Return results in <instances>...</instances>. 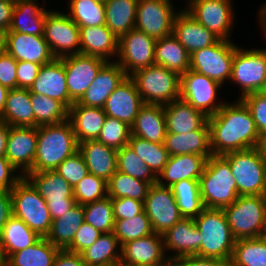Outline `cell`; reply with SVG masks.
Returning a JSON list of instances; mask_svg holds the SVG:
<instances>
[{
    "mask_svg": "<svg viewBox=\"0 0 266 266\" xmlns=\"http://www.w3.org/2000/svg\"><path fill=\"white\" fill-rule=\"evenodd\" d=\"M30 101L35 114V127L68 120L69 109L62 102L35 93H31Z\"/></svg>",
    "mask_w": 266,
    "mask_h": 266,
    "instance_id": "45",
    "label": "cell"
},
{
    "mask_svg": "<svg viewBox=\"0 0 266 266\" xmlns=\"http://www.w3.org/2000/svg\"><path fill=\"white\" fill-rule=\"evenodd\" d=\"M232 0H192L184 9L217 37L230 40L234 22Z\"/></svg>",
    "mask_w": 266,
    "mask_h": 266,
    "instance_id": "14",
    "label": "cell"
},
{
    "mask_svg": "<svg viewBox=\"0 0 266 266\" xmlns=\"http://www.w3.org/2000/svg\"><path fill=\"white\" fill-rule=\"evenodd\" d=\"M90 174L104 179L106 182L117 171V150L97 140H87L78 144Z\"/></svg>",
    "mask_w": 266,
    "mask_h": 266,
    "instance_id": "26",
    "label": "cell"
},
{
    "mask_svg": "<svg viewBox=\"0 0 266 266\" xmlns=\"http://www.w3.org/2000/svg\"><path fill=\"white\" fill-rule=\"evenodd\" d=\"M171 187L183 218H196L205 208L200 194L199 180L183 179Z\"/></svg>",
    "mask_w": 266,
    "mask_h": 266,
    "instance_id": "42",
    "label": "cell"
},
{
    "mask_svg": "<svg viewBox=\"0 0 266 266\" xmlns=\"http://www.w3.org/2000/svg\"><path fill=\"white\" fill-rule=\"evenodd\" d=\"M105 25L118 38L135 28L138 0H106Z\"/></svg>",
    "mask_w": 266,
    "mask_h": 266,
    "instance_id": "39",
    "label": "cell"
},
{
    "mask_svg": "<svg viewBox=\"0 0 266 266\" xmlns=\"http://www.w3.org/2000/svg\"><path fill=\"white\" fill-rule=\"evenodd\" d=\"M101 234V231L83 222L75 233L71 245L66 250L81 254L86 248L91 246Z\"/></svg>",
    "mask_w": 266,
    "mask_h": 266,
    "instance_id": "55",
    "label": "cell"
},
{
    "mask_svg": "<svg viewBox=\"0 0 266 266\" xmlns=\"http://www.w3.org/2000/svg\"><path fill=\"white\" fill-rule=\"evenodd\" d=\"M231 266H266V239H238L235 242Z\"/></svg>",
    "mask_w": 266,
    "mask_h": 266,
    "instance_id": "44",
    "label": "cell"
},
{
    "mask_svg": "<svg viewBox=\"0 0 266 266\" xmlns=\"http://www.w3.org/2000/svg\"><path fill=\"white\" fill-rule=\"evenodd\" d=\"M120 252V266H159L169 260L165 257L163 236L155 232L124 243Z\"/></svg>",
    "mask_w": 266,
    "mask_h": 266,
    "instance_id": "18",
    "label": "cell"
},
{
    "mask_svg": "<svg viewBox=\"0 0 266 266\" xmlns=\"http://www.w3.org/2000/svg\"><path fill=\"white\" fill-rule=\"evenodd\" d=\"M15 0H0V27L9 29Z\"/></svg>",
    "mask_w": 266,
    "mask_h": 266,
    "instance_id": "64",
    "label": "cell"
},
{
    "mask_svg": "<svg viewBox=\"0 0 266 266\" xmlns=\"http://www.w3.org/2000/svg\"><path fill=\"white\" fill-rule=\"evenodd\" d=\"M171 0H138L135 29L154 39L172 34L175 12Z\"/></svg>",
    "mask_w": 266,
    "mask_h": 266,
    "instance_id": "15",
    "label": "cell"
},
{
    "mask_svg": "<svg viewBox=\"0 0 266 266\" xmlns=\"http://www.w3.org/2000/svg\"><path fill=\"white\" fill-rule=\"evenodd\" d=\"M9 90V88L0 84V116L3 112Z\"/></svg>",
    "mask_w": 266,
    "mask_h": 266,
    "instance_id": "67",
    "label": "cell"
},
{
    "mask_svg": "<svg viewBox=\"0 0 266 266\" xmlns=\"http://www.w3.org/2000/svg\"><path fill=\"white\" fill-rule=\"evenodd\" d=\"M13 215L11 191H0V234Z\"/></svg>",
    "mask_w": 266,
    "mask_h": 266,
    "instance_id": "62",
    "label": "cell"
},
{
    "mask_svg": "<svg viewBox=\"0 0 266 266\" xmlns=\"http://www.w3.org/2000/svg\"><path fill=\"white\" fill-rule=\"evenodd\" d=\"M156 39L145 32L132 29L119 37L117 63L127 76L155 64Z\"/></svg>",
    "mask_w": 266,
    "mask_h": 266,
    "instance_id": "12",
    "label": "cell"
},
{
    "mask_svg": "<svg viewBox=\"0 0 266 266\" xmlns=\"http://www.w3.org/2000/svg\"><path fill=\"white\" fill-rule=\"evenodd\" d=\"M163 144L169 156L196 154L208 159L213 155L208 121L200 129L189 133H166Z\"/></svg>",
    "mask_w": 266,
    "mask_h": 266,
    "instance_id": "27",
    "label": "cell"
},
{
    "mask_svg": "<svg viewBox=\"0 0 266 266\" xmlns=\"http://www.w3.org/2000/svg\"><path fill=\"white\" fill-rule=\"evenodd\" d=\"M263 148H264V151H265V154H266V140L263 142Z\"/></svg>",
    "mask_w": 266,
    "mask_h": 266,
    "instance_id": "72",
    "label": "cell"
},
{
    "mask_svg": "<svg viewBox=\"0 0 266 266\" xmlns=\"http://www.w3.org/2000/svg\"><path fill=\"white\" fill-rule=\"evenodd\" d=\"M76 204L86 205L107 197V182L95 176L87 174L73 187Z\"/></svg>",
    "mask_w": 266,
    "mask_h": 266,
    "instance_id": "51",
    "label": "cell"
},
{
    "mask_svg": "<svg viewBox=\"0 0 266 266\" xmlns=\"http://www.w3.org/2000/svg\"><path fill=\"white\" fill-rule=\"evenodd\" d=\"M194 222L202 239L199 256L231 260L236 239L224 210L204 208Z\"/></svg>",
    "mask_w": 266,
    "mask_h": 266,
    "instance_id": "4",
    "label": "cell"
},
{
    "mask_svg": "<svg viewBox=\"0 0 266 266\" xmlns=\"http://www.w3.org/2000/svg\"><path fill=\"white\" fill-rule=\"evenodd\" d=\"M40 64L28 61H18L17 88L29 89L38 76Z\"/></svg>",
    "mask_w": 266,
    "mask_h": 266,
    "instance_id": "58",
    "label": "cell"
},
{
    "mask_svg": "<svg viewBox=\"0 0 266 266\" xmlns=\"http://www.w3.org/2000/svg\"><path fill=\"white\" fill-rule=\"evenodd\" d=\"M208 123L213 155L263 146L251 113L241 99L233 104L224 102Z\"/></svg>",
    "mask_w": 266,
    "mask_h": 266,
    "instance_id": "1",
    "label": "cell"
},
{
    "mask_svg": "<svg viewBox=\"0 0 266 266\" xmlns=\"http://www.w3.org/2000/svg\"><path fill=\"white\" fill-rule=\"evenodd\" d=\"M240 99L248 107L258 133L264 142L266 140V99L259 92L248 94Z\"/></svg>",
    "mask_w": 266,
    "mask_h": 266,
    "instance_id": "54",
    "label": "cell"
},
{
    "mask_svg": "<svg viewBox=\"0 0 266 266\" xmlns=\"http://www.w3.org/2000/svg\"><path fill=\"white\" fill-rule=\"evenodd\" d=\"M97 1L102 2V3H105L106 0H97Z\"/></svg>",
    "mask_w": 266,
    "mask_h": 266,
    "instance_id": "73",
    "label": "cell"
},
{
    "mask_svg": "<svg viewBox=\"0 0 266 266\" xmlns=\"http://www.w3.org/2000/svg\"><path fill=\"white\" fill-rule=\"evenodd\" d=\"M172 35L189 54L215 44L220 38L201 25L185 9L179 11L173 21Z\"/></svg>",
    "mask_w": 266,
    "mask_h": 266,
    "instance_id": "24",
    "label": "cell"
},
{
    "mask_svg": "<svg viewBox=\"0 0 266 266\" xmlns=\"http://www.w3.org/2000/svg\"><path fill=\"white\" fill-rule=\"evenodd\" d=\"M37 0H15L8 33L44 35L47 10L38 6Z\"/></svg>",
    "mask_w": 266,
    "mask_h": 266,
    "instance_id": "33",
    "label": "cell"
},
{
    "mask_svg": "<svg viewBox=\"0 0 266 266\" xmlns=\"http://www.w3.org/2000/svg\"><path fill=\"white\" fill-rule=\"evenodd\" d=\"M29 91L56 99L68 109L74 103L69 97L65 67L61 58H54L51 62L41 66Z\"/></svg>",
    "mask_w": 266,
    "mask_h": 266,
    "instance_id": "20",
    "label": "cell"
},
{
    "mask_svg": "<svg viewBox=\"0 0 266 266\" xmlns=\"http://www.w3.org/2000/svg\"><path fill=\"white\" fill-rule=\"evenodd\" d=\"M4 262L3 261H0V266H3Z\"/></svg>",
    "mask_w": 266,
    "mask_h": 266,
    "instance_id": "74",
    "label": "cell"
},
{
    "mask_svg": "<svg viewBox=\"0 0 266 266\" xmlns=\"http://www.w3.org/2000/svg\"><path fill=\"white\" fill-rule=\"evenodd\" d=\"M84 222L92 225L102 233L114 230L112 198L106 197L84 205Z\"/></svg>",
    "mask_w": 266,
    "mask_h": 266,
    "instance_id": "50",
    "label": "cell"
},
{
    "mask_svg": "<svg viewBox=\"0 0 266 266\" xmlns=\"http://www.w3.org/2000/svg\"><path fill=\"white\" fill-rule=\"evenodd\" d=\"M78 151V142L69 120L37 127V149L32 172L55 170Z\"/></svg>",
    "mask_w": 266,
    "mask_h": 266,
    "instance_id": "2",
    "label": "cell"
},
{
    "mask_svg": "<svg viewBox=\"0 0 266 266\" xmlns=\"http://www.w3.org/2000/svg\"><path fill=\"white\" fill-rule=\"evenodd\" d=\"M9 125L0 119V156H5Z\"/></svg>",
    "mask_w": 266,
    "mask_h": 266,
    "instance_id": "65",
    "label": "cell"
},
{
    "mask_svg": "<svg viewBox=\"0 0 266 266\" xmlns=\"http://www.w3.org/2000/svg\"><path fill=\"white\" fill-rule=\"evenodd\" d=\"M55 171L60 174L72 187L89 174L86 163L79 151L71 157L66 158L55 169Z\"/></svg>",
    "mask_w": 266,
    "mask_h": 266,
    "instance_id": "53",
    "label": "cell"
},
{
    "mask_svg": "<svg viewBox=\"0 0 266 266\" xmlns=\"http://www.w3.org/2000/svg\"><path fill=\"white\" fill-rule=\"evenodd\" d=\"M84 222V206L76 204L70 211L52 220L46 238L60 250H66L72 243L75 233Z\"/></svg>",
    "mask_w": 266,
    "mask_h": 266,
    "instance_id": "38",
    "label": "cell"
},
{
    "mask_svg": "<svg viewBox=\"0 0 266 266\" xmlns=\"http://www.w3.org/2000/svg\"><path fill=\"white\" fill-rule=\"evenodd\" d=\"M10 191L13 216L24 221L40 237L46 238L52 218L45 199L25 177Z\"/></svg>",
    "mask_w": 266,
    "mask_h": 266,
    "instance_id": "8",
    "label": "cell"
},
{
    "mask_svg": "<svg viewBox=\"0 0 266 266\" xmlns=\"http://www.w3.org/2000/svg\"><path fill=\"white\" fill-rule=\"evenodd\" d=\"M221 86L219 82L189 69L180 76V99L209 118L224 104L216 103L217 91Z\"/></svg>",
    "mask_w": 266,
    "mask_h": 266,
    "instance_id": "13",
    "label": "cell"
},
{
    "mask_svg": "<svg viewBox=\"0 0 266 266\" xmlns=\"http://www.w3.org/2000/svg\"><path fill=\"white\" fill-rule=\"evenodd\" d=\"M179 266H231L230 260L200 257L197 255L186 256L177 260Z\"/></svg>",
    "mask_w": 266,
    "mask_h": 266,
    "instance_id": "60",
    "label": "cell"
},
{
    "mask_svg": "<svg viewBox=\"0 0 266 266\" xmlns=\"http://www.w3.org/2000/svg\"><path fill=\"white\" fill-rule=\"evenodd\" d=\"M144 104L134 81L127 76L107 98L103 110L108 117L116 118L131 127Z\"/></svg>",
    "mask_w": 266,
    "mask_h": 266,
    "instance_id": "21",
    "label": "cell"
},
{
    "mask_svg": "<svg viewBox=\"0 0 266 266\" xmlns=\"http://www.w3.org/2000/svg\"><path fill=\"white\" fill-rule=\"evenodd\" d=\"M36 149L37 127L9 126L5 157L23 177L32 172Z\"/></svg>",
    "mask_w": 266,
    "mask_h": 266,
    "instance_id": "19",
    "label": "cell"
},
{
    "mask_svg": "<svg viewBox=\"0 0 266 266\" xmlns=\"http://www.w3.org/2000/svg\"><path fill=\"white\" fill-rule=\"evenodd\" d=\"M126 77L125 71L115 60L107 62L77 103L88 107L103 108L107 98Z\"/></svg>",
    "mask_w": 266,
    "mask_h": 266,
    "instance_id": "23",
    "label": "cell"
},
{
    "mask_svg": "<svg viewBox=\"0 0 266 266\" xmlns=\"http://www.w3.org/2000/svg\"><path fill=\"white\" fill-rule=\"evenodd\" d=\"M59 248L41 237L35 244L13 253L3 266H53Z\"/></svg>",
    "mask_w": 266,
    "mask_h": 266,
    "instance_id": "41",
    "label": "cell"
},
{
    "mask_svg": "<svg viewBox=\"0 0 266 266\" xmlns=\"http://www.w3.org/2000/svg\"><path fill=\"white\" fill-rule=\"evenodd\" d=\"M114 235L122 246L129 241L154 233L150 219L143 210L132 218L115 220Z\"/></svg>",
    "mask_w": 266,
    "mask_h": 266,
    "instance_id": "49",
    "label": "cell"
},
{
    "mask_svg": "<svg viewBox=\"0 0 266 266\" xmlns=\"http://www.w3.org/2000/svg\"><path fill=\"white\" fill-rule=\"evenodd\" d=\"M119 246V247H118ZM121 245L113 231L102 233L98 239L82 253L87 266H120Z\"/></svg>",
    "mask_w": 266,
    "mask_h": 266,
    "instance_id": "40",
    "label": "cell"
},
{
    "mask_svg": "<svg viewBox=\"0 0 266 266\" xmlns=\"http://www.w3.org/2000/svg\"><path fill=\"white\" fill-rule=\"evenodd\" d=\"M166 133L164 105L144 104L131 126V135L154 143H164Z\"/></svg>",
    "mask_w": 266,
    "mask_h": 266,
    "instance_id": "32",
    "label": "cell"
},
{
    "mask_svg": "<svg viewBox=\"0 0 266 266\" xmlns=\"http://www.w3.org/2000/svg\"><path fill=\"white\" fill-rule=\"evenodd\" d=\"M129 77L145 104L166 105L180 98V76L163 66L154 64Z\"/></svg>",
    "mask_w": 266,
    "mask_h": 266,
    "instance_id": "7",
    "label": "cell"
},
{
    "mask_svg": "<svg viewBox=\"0 0 266 266\" xmlns=\"http://www.w3.org/2000/svg\"><path fill=\"white\" fill-rule=\"evenodd\" d=\"M8 29L0 27V53L6 52Z\"/></svg>",
    "mask_w": 266,
    "mask_h": 266,
    "instance_id": "66",
    "label": "cell"
},
{
    "mask_svg": "<svg viewBox=\"0 0 266 266\" xmlns=\"http://www.w3.org/2000/svg\"><path fill=\"white\" fill-rule=\"evenodd\" d=\"M230 81L242 89L239 99L266 89V49L244 50L237 47Z\"/></svg>",
    "mask_w": 266,
    "mask_h": 266,
    "instance_id": "9",
    "label": "cell"
},
{
    "mask_svg": "<svg viewBox=\"0 0 266 266\" xmlns=\"http://www.w3.org/2000/svg\"><path fill=\"white\" fill-rule=\"evenodd\" d=\"M6 52L17 62L28 61L41 66L55 58L44 36L23 33H7Z\"/></svg>",
    "mask_w": 266,
    "mask_h": 266,
    "instance_id": "25",
    "label": "cell"
},
{
    "mask_svg": "<svg viewBox=\"0 0 266 266\" xmlns=\"http://www.w3.org/2000/svg\"><path fill=\"white\" fill-rule=\"evenodd\" d=\"M40 238L24 221L12 215L0 234V254L3 262L13 253L35 244Z\"/></svg>",
    "mask_w": 266,
    "mask_h": 266,
    "instance_id": "36",
    "label": "cell"
},
{
    "mask_svg": "<svg viewBox=\"0 0 266 266\" xmlns=\"http://www.w3.org/2000/svg\"><path fill=\"white\" fill-rule=\"evenodd\" d=\"M199 185L205 208L224 209L239 196L229 162L222 155L207 159Z\"/></svg>",
    "mask_w": 266,
    "mask_h": 266,
    "instance_id": "3",
    "label": "cell"
},
{
    "mask_svg": "<svg viewBox=\"0 0 266 266\" xmlns=\"http://www.w3.org/2000/svg\"><path fill=\"white\" fill-rule=\"evenodd\" d=\"M266 99V89L259 92Z\"/></svg>",
    "mask_w": 266,
    "mask_h": 266,
    "instance_id": "70",
    "label": "cell"
},
{
    "mask_svg": "<svg viewBox=\"0 0 266 266\" xmlns=\"http://www.w3.org/2000/svg\"><path fill=\"white\" fill-rule=\"evenodd\" d=\"M162 236L165 252L172 250L176 253L171 256L167 254L168 259L177 261L186 256H199L202 239L194 219L182 218Z\"/></svg>",
    "mask_w": 266,
    "mask_h": 266,
    "instance_id": "22",
    "label": "cell"
},
{
    "mask_svg": "<svg viewBox=\"0 0 266 266\" xmlns=\"http://www.w3.org/2000/svg\"><path fill=\"white\" fill-rule=\"evenodd\" d=\"M131 127L112 117H106L97 141L116 150L128 145Z\"/></svg>",
    "mask_w": 266,
    "mask_h": 266,
    "instance_id": "52",
    "label": "cell"
},
{
    "mask_svg": "<svg viewBox=\"0 0 266 266\" xmlns=\"http://www.w3.org/2000/svg\"><path fill=\"white\" fill-rule=\"evenodd\" d=\"M262 237L264 239H266V221H265V227H264V231H263Z\"/></svg>",
    "mask_w": 266,
    "mask_h": 266,
    "instance_id": "71",
    "label": "cell"
},
{
    "mask_svg": "<svg viewBox=\"0 0 266 266\" xmlns=\"http://www.w3.org/2000/svg\"><path fill=\"white\" fill-rule=\"evenodd\" d=\"M262 8H260L261 10H259V22H261V28H263V33L264 36L266 37V4H264L263 6H261ZM266 39V38H265Z\"/></svg>",
    "mask_w": 266,
    "mask_h": 266,
    "instance_id": "68",
    "label": "cell"
},
{
    "mask_svg": "<svg viewBox=\"0 0 266 266\" xmlns=\"http://www.w3.org/2000/svg\"><path fill=\"white\" fill-rule=\"evenodd\" d=\"M155 64L181 76L190 69V54L171 34L156 40Z\"/></svg>",
    "mask_w": 266,
    "mask_h": 266,
    "instance_id": "37",
    "label": "cell"
},
{
    "mask_svg": "<svg viewBox=\"0 0 266 266\" xmlns=\"http://www.w3.org/2000/svg\"><path fill=\"white\" fill-rule=\"evenodd\" d=\"M61 59L65 67L69 97L74 103L78 102L107 61L82 53Z\"/></svg>",
    "mask_w": 266,
    "mask_h": 266,
    "instance_id": "17",
    "label": "cell"
},
{
    "mask_svg": "<svg viewBox=\"0 0 266 266\" xmlns=\"http://www.w3.org/2000/svg\"><path fill=\"white\" fill-rule=\"evenodd\" d=\"M223 210L236 240L262 237L266 221V196H238Z\"/></svg>",
    "mask_w": 266,
    "mask_h": 266,
    "instance_id": "6",
    "label": "cell"
},
{
    "mask_svg": "<svg viewBox=\"0 0 266 266\" xmlns=\"http://www.w3.org/2000/svg\"><path fill=\"white\" fill-rule=\"evenodd\" d=\"M128 145L157 176L168 162L169 153L163 143H154L130 135Z\"/></svg>",
    "mask_w": 266,
    "mask_h": 266,
    "instance_id": "46",
    "label": "cell"
},
{
    "mask_svg": "<svg viewBox=\"0 0 266 266\" xmlns=\"http://www.w3.org/2000/svg\"><path fill=\"white\" fill-rule=\"evenodd\" d=\"M117 171L151 184L157 183V175L136 155L129 145L117 150Z\"/></svg>",
    "mask_w": 266,
    "mask_h": 266,
    "instance_id": "48",
    "label": "cell"
},
{
    "mask_svg": "<svg viewBox=\"0 0 266 266\" xmlns=\"http://www.w3.org/2000/svg\"><path fill=\"white\" fill-rule=\"evenodd\" d=\"M159 266H179L177 261H174V260H168L166 261L164 264L162 265H159Z\"/></svg>",
    "mask_w": 266,
    "mask_h": 266,
    "instance_id": "69",
    "label": "cell"
},
{
    "mask_svg": "<svg viewBox=\"0 0 266 266\" xmlns=\"http://www.w3.org/2000/svg\"><path fill=\"white\" fill-rule=\"evenodd\" d=\"M79 29L80 53L96 56L107 62L118 54L119 38L106 25L79 27Z\"/></svg>",
    "mask_w": 266,
    "mask_h": 266,
    "instance_id": "29",
    "label": "cell"
},
{
    "mask_svg": "<svg viewBox=\"0 0 266 266\" xmlns=\"http://www.w3.org/2000/svg\"><path fill=\"white\" fill-rule=\"evenodd\" d=\"M164 114L167 133H189L208 121L207 116L180 98L164 105Z\"/></svg>",
    "mask_w": 266,
    "mask_h": 266,
    "instance_id": "31",
    "label": "cell"
},
{
    "mask_svg": "<svg viewBox=\"0 0 266 266\" xmlns=\"http://www.w3.org/2000/svg\"><path fill=\"white\" fill-rule=\"evenodd\" d=\"M43 36L55 58L80 53L79 26L66 13L48 10Z\"/></svg>",
    "mask_w": 266,
    "mask_h": 266,
    "instance_id": "11",
    "label": "cell"
},
{
    "mask_svg": "<svg viewBox=\"0 0 266 266\" xmlns=\"http://www.w3.org/2000/svg\"><path fill=\"white\" fill-rule=\"evenodd\" d=\"M222 156L229 162L239 196H266V154L263 146Z\"/></svg>",
    "mask_w": 266,
    "mask_h": 266,
    "instance_id": "5",
    "label": "cell"
},
{
    "mask_svg": "<svg viewBox=\"0 0 266 266\" xmlns=\"http://www.w3.org/2000/svg\"><path fill=\"white\" fill-rule=\"evenodd\" d=\"M53 266H87L81 254L73 253L67 250H59Z\"/></svg>",
    "mask_w": 266,
    "mask_h": 266,
    "instance_id": "61",
    "label": "cell"
},
{
    "mask_svg": "<svg viewBox=\"0 0 266 266\" xmlns=\"http://www.w3.org/2000/svg\"><path fill=\"white\" fill-rule=\"evenodd\" d=\"M16 171V172H15ZM5 156H0V191H10L22 178Z\"/></svg>",
    "mask_w": 266,
    "mask_h": 266,
    "instance_id": "59",
    "label": "cell"
},
{
    "mask_svg": "<svg viewBox=\"0 0 266 266\" xmlns=\"http://www.w3.org/2000/svg\"><path fill=\"white\" fill-rule=\"evenodd\" d=\"M144 211L150 219L153 231L163 234L183 217L181 216L171 187L152 184L144 201Z\"/></svg>",
    "mask_w": 266,
    "mask_h": 266,
    "instance_id": "16",
    "label": "cell"
},
{
    "mask_svg": "<svg viewBox=\"0 0 266 266\" xmlns=\"http://www.w3.org/2000/svg\"><path fill=\"white\" fill-rule=\"evenodd\" d=\"M237 47L230 40L219 39L215 44L190 54V69L222 85L225 80H230Z\"/></svg>",
    "mask_w": 266,
    "mask_h": 266,
    "instance_id": "10",
    "label": "cell"
},
{
    "mask_svg": "<svg viewBox=\"0 0 266 266\" xmlns=\"http://www.w3.org/2000/svg\"><path fill=\"white\" fill-rule=\"evenodd\" d=\"M114 220L132 218L144 210V202L124 197L112 199Z\"/></svg>",
    "mask_w": 266,
    "mask_h": 266,
    "instance_id": "56",
    "label": "cell"
},
{
    "mask_svg": "<svg viewBox=\"0 0 266 266\" xmlns=\"http://www.w3.org/2000/svg\"><path fill=\"white\" fill-rule=\"evenodd\" d=\"M106 117L103 108L73 103L69 108L68 120L72 124L78 144L87 140H97Z\"/></svg>",
    "mask_w": 266,
    "mask_h": 266,
    "instance_id": "30",
    "label": "cell"
},
{
    "mask_svg": "<svg viewBox=\"0 0 266 266\" xmlns=\"http://www.w3.org/2000/svg\"><path fill=\"white\" fill-rule=\"evenodd\" d=\"M151 185L149 182L116 171L107 181V196L112 199L128 197L144 202Z\"/></svg>",
    "mask_w": 266,
    "mask_h": 266,
    "instance_id": "43",
    "label": "cell"
},
{
    "mask_svg": "<svg viewBox=\"0 0 266 266\" xmlns=\"http://www.w3.org/2000/svg\"><path fill=\"white\" fill-rule=\"evenodd\" d=\"M68 16L79 27L105 25V5L97 0H69Z\"/></svg>",
    "mask_w": 266,
    "mask_h": 266,
    "instance_id": "47",
    "label": "cell"
},
{
    "mask_svg": "<svg viewBox=\"0 0 266 266\" xmlns=\"http://www.w3.org/2000/svg\"><path fill=\"white\" fill-rule=\"evenodd\" d=\"M46 203L52 220L62 216L76 205V201H51Z\"/></svg>",
    "mask_w": 266,
    "mask_h": 266,
    "instance_id": "63",
    "label": "cell"
},
{
    "mask_svg": "<svg viewBox=\"0 0 266 266\" xmlns=\"http://www.w3.org/2000/svg\"><path fill=\"white\" fill-rule=\"evenodd\" d=\"M45 202L75 201L73 187L55 170L28 172L24 176Z\"/></svg>",
    "mask_w": 266,
    "mask_h": 266,
    "instance_id": "34",
    "label": "cell"
},
{
    "mask_svg": "<svg viewBox=\"0 0 266 266\" xmlns=\"http://www.w3.org/2000/svg\"><path fill=\"white\" fill-rule=\"evenodd\" d=\"M27 88L10 89L0 119L9 126L35 127V114Z\"/></svg>",
    "mask_w": 266,
    "mask_h": 266,
    "instance_id": "35",
    "label": "cell"
},
{
    "mask_svg": "<svg viewBox=\"0 0 266 266\" xmlns=\"http://www.w3.org/2000/svg\"><path fill=\"white\" fill-rule=\"evenodd\" d=\"M206 162L205 156L196 154L169 156L168 162L157 176V183L170 187L183 179L199 180Z\"/></svg>",
    "mask_w": 266,
    "mask_h": 266,
    "instance_id": "28",
    "label": "cell"
},
{
    "mask_svg": "<svg viewBox=\"0 0 266 266\" xmlns=\"http://www.w3.org/2000/svg\"><path fill=\"white\" fill-rule=\"evenodd\" d=\"M18 62L7 52L0 53V84L9 89L17 88Z\"/></svg>",
    "mask_w": 266,
    "mask_h": 266,
    "instance_id": "57",
    "label": "cell"
}]
</instances>
